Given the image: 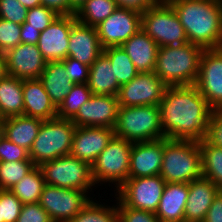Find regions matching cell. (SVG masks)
I'll return each mask as SVG.
<instances>
[{"label": "cell", "instance_id": "1", "mask_svg": "<svg viewBox=\"0 0 222 222\" xmlns=\"http://www.w3.org/2000/svg\"><path fill=\"white\" fill-rule=\"evenodd\" d=\"M158 106L165 138L204 139L213 109L195 85L166 87Z\"/></svg>", "mask_w": 222, "mask_h": 222}, {"label": "cell", "instance_id": "2", "mask_svg": "<svg viewBox=\"0 0 222 222\" xmlns=\"http://www.w3.org/2000/svg\"><path fill=\"white\" fill-rule=\"evenodd\" d=\"M188 42L204 49L222 47V0H171Z\"/></svg>", "mask_w": 222, "mask_h": 222}, {"label": "cell", "instance_id": "3", "mask_svg": "<svg viewBox=\"0 0 222 222\" xmlns=\"http://www.w3.org/2000/svg\"><path fill=\"white\" fill-rule=\"evenodd\" d=\"M204 50L190 42L160 47L154 72L167 87L194 85Z\"/></svg>", "mask_w": 222, "mask_h": 222}, {"label": "cell", "instance_id": "4", "mask_svg": "<svg viewBox=\"0 0 222 222\" xmlns=\"http://www.w3.org/2000/svg\"><path fill=\"white\" fill-rule=\"evenodd\" d=\"M159 175L166 183H189L202 177L199 142L164 138L163 161Z\"/></svg>", "mask_w": 222, "mask_h": 222}, {"label": "cell", "instance_id": "5", "mask_svg": "<svg viewBox=\"0 0 222 222\" xmlns=\"http://www.w3.org/2000/svg\"><path fill=\"white\" fill-rule=\"evenodd\" d=\"M116 137L131 143L165 138L158 105L119 106L114 128Z\"/></svg>", "mask_w": 222, "mask_h": 222}, {"label": "cell", "instance_id": "6", "mask_svg": "<svg viewBox=\"0 0 222 222\" xmlns=\"http://www.w3.org/2000/svg\"><path fill=\"white\" fill-rule=\"evenodd\" d=\"M76 125L70 119L43 120L38 135L29 150L31 161L40 166L43 162L69 155Z\"/></svg>", "mask_w": 222, "mask_h": 222}, {"label": "cell", "instance_id": "7", "mask_svg": "<svg viewBox=\"0 0 222 222\" xmlns=\"http://www.w3.org/2000/svg\"><path fill=\"white\" fill-rule=\"evenodd\" d=\"M132 144L114 136L98 155L91 165L92 177L97 187L108 183L109 187L113 188L114 185L116 191L129 178Z\"/></svg>", "mask_w": 222, "mask_h": 222}, {"label": "cell", "instance_id": "8", "mask_svg": "<svg viewBox=\"0 0 222 222\" xmlns=\"http://www.w3.org/2000/svg\"><path fill=\"white\" fill-rule=\"evenodd\" d=\"M39 167L45 184L92 193L97 188L91 165L70 154L43 162Z\"/></svg>", "mask_w": 222, "mask_h": 222}, {"label": "cell", "instance_id": "9", "mask_svg": "<svg viewBox=\"0 0 222 222\" xmlns=\"http://www.w3.org/2000/svg\"><path fill=\"white\" fill-rule=\"evenodd\" d=\"M141 29L159 48L188 42L184 28L170 4L150 6L142 12Z\"/></svg>", "mask_w": 222, "mask_h": 222}, {"label": "cell", "instance_id": "10", "mask_svg": "<svg viewBox=\"0 0 222 222\" xmlns=\"http://www.w3.org/2000/svg\"><path fill=\"white\" fill-rule=\"evenodd\" d=\"M90 194L45 184L39 203L53 222H70L94 198Z\"/></svg>", "mask_w": 222, "mask_h": 222}, {"label": "cell", "instance_id": "11", "mask_svg": "<svg viewBox=\"0 0 222 222\" xmlns=\"http://www.w3.org/2000/svg\"><path fill=\"white\" fill-rule=\"evenodd\" d=\"M165 184L160 175L128 178L114 194L126 207L155 213Z\"/></svg>", "mask_w": 222, "mask_h": 222}, {"label": "cell", "instance_id": "12", "mask_svg": "<svg viewBox=\"0 0 222 222\" xmlns=\"http://www.w3.org/2000/svg\"><path fill=\"white\" fill-rule=\"evenodd\" d=\"M142 13L118 7L111 15L96 26L103 49L121 46L141 29Z\"/></svg>", "mask_w": 222, "mask_h": 222}, {"label": "cell", "instance_id": "13", "mask_svg": "<svg viewBox=\"0 0 222 222\" xmlns=\"http://www.w3.org/2000/svg\"><path fill=\"white\" fill-rule=\"evenodd\" d=\"M166 87L155 72H140L120 86L117 94L119 106L159 105Z\"/></svg>", "mask_w": 222, "mask_h": 222}, {"label": "cell", "instance_id": "14", "mask_svg": "<svg viewBox=\"0 0 222 222\" xmlns=\"http://www.w3.org/2000/svg\"><path fill=\"white\" fill-rule=\"evenodd\" d=\"M194 85L213 110L222 109V47L203 51Z\"/></svg>", "mask_w": 222, "mask_h": 222}, {"label": "cell", "instance_id": "15", "mask_svg": "<svg viewBox=\"0 0 222 222\" xmlns=\"http://www.w3.org/2000/svg\"><path fill=\"white\" fill-rule=\"evenodd\" d=\"M119 102L117 96L95 95L85 102L71 119L78 127L115 128Z\"/></svg>", "mask_w": 222, "mask_h": 222}, {"label": "cell", "instance_id": "16", "mask_svg": "<svg viewBox=\"0 0 222 222\" xmlns=\"http://www.w3.org/2000/svg\"><path fill=\"white\" fill-rule=\"evenodd\" d=\"M76 16L59 15L40 32L37 47L47 62L62 61L68 57L69 34Z\"/></svg>", "mask_w": 222, "mask_h": 222}, {"label": "cell", "instance_id": "17", "mask_svg": "<svg viewBox=\"0 0 222 222\" xmlns=\"http://www.w3.org/2000/svg\"><path fill=\"white\" fill-rule=\"evenodd\" d=\"M7 74L18 79H37L45 69L47 61L37 45L20 43L4 53Z\"/></svg>", "mask_w": 222, "mask_h": 222}, {"label": "cell", "instance_id": "18", "mask_svg": "<svg viewBox=\"0 0 222 222\" xmlns=\"http://www.w3.org/2000/svg\"><path fill=\"white\" fill-rule=\"evenodd\" d=\"M114 136L113 128L76 126L70 155L92 165Z\"/></svg>", "mask_w": 222, "mask_h": 222}, {"label": "cell", "instance_id": "19", "mask_svg": "<svg viewBox=\"0 0 222 222\" xmlns=\"http://www.w3.org/2000/svg\"><path fill=\"white\" fill-rule=\"evenodd\" d=\"M164 138L133 143L129 178L159 175L163 161Z\"/></svg>", "mask_w": 222, "mask_h": 222}, {"label": "cell", "instance_id": "20", "mask_svg": "<svg viewBox=\"0 0 222 222\" xmlns=\"http://www.w3.org/2000/svg\"><path fill=\"white\" fill-rule=\"evenodd\" d=\"M102 53L96 27L76 21L69 34L68 57L90 66Z\"/></svg>", "mask_w": 222, "mask_h": 222}, {"label": "cell", "instance_id": "21", "mask_svg": "<svg viewBox=\"0 0 222 222\" xmlns=\"http://www.w3.org/2000/svg\"><path fill=\"white\" fill-rule=\"evenodd\" d=\"M219 188L206 177L189 182V193L184 211L185 222H204Z\"/></svg>", "mask_w": 222, "mask_h": 222}, {"label": "cell", "instance_id": "22", "mask_svg": "<svg viewBox=\"0 0 222 222\" xmlns=\"http://www.w3.org/2000/svg\"><path fill=\"white\" fill-rule=\"evenodd\" d=\"M24 115L49 120L57 117V107L51 101L39 78L22 80Z\"/></svg>", "mask_w": 222, "mask_h": 222}, {"label": "cell", "instance_id": "23", "mask_svg": "<svg viewBox=\"0 0 222 222\" xmlns=\"http://www.w3.org/2000/svg\"><path fill=\"white\" fill-rule=\"evenodd\" d=\"M189 183H166L155 212L160 222H185Z\"/></svg>", "mask_w": 222, "mask_h": 222}, {"label": "cell", "instance_id": "24", "mask_svg": "<svg viewBox=\"0 0 222 222\" xmlns=\"http://www.w3.org/2000/svg\"><path fill=\"white\" fill-rule=\"evenodd\" d=\"M121 47L125 50L138 72H154L158 44L142 29L131 36Z\"/></svg>", "mask_w": 222, "mask_h": 222}, {"label": "cell", "instance_id": "25", "mask_svg": "<svg viewBox=\"0 0 222 222\" xmlns=\"http://www.w3.org/2000/svg\"><path fill=\"white\" fill-rule=\"evenodd\" d=\"M43 120L26 115L13 116L1 121V134L18 146L30 150Z\"/></svg>", "mask_w": 222, "mask_h": 222}, {"label": "cell", "instance_id": "26", "mask_svg": "<svg viewBox=\"0 0 222 222\" xmlns=\"http://www.w3.org/2000/svg\"><path fill=\"white\" fill-rule=\"evenodd\" d=\"M87 85L92 94L117 96L120 85L112 64L104 53L90 65Z\"/></svg>", "mask_w": 222, "mask_h": 222}, {"label": "cell", "instance_id": "27", "mask_svg": "<svg viewBox=\"0 0 222 222\" xmlns=\"http://www.w3.org/2000/svg\"><path fill=\"white\" fill-rule=\"evenodd\" d=\"M39 79L57 108L74 86L61 61L47 62Z\"/></svg>", "mask_w": 222, "mask_h": 222}, {"label": "cell", "instance_id": "28", "mask_svg": "<svg viewBox=\"0 0 222 222\" xmlns=\"http://www.w3.org/2000/svg\"><path fill=\"white\" fill-rule=\"evenodd\" d=\"M0 115L2 119L24 115L22 79L6 75L0 80Z\"/></svg>", "mask_w": 222, "mask_h": 222}, {"label": "cell", "instance_id": "29", "mask_svg": "<svg viewBox=\"0 0 222 222\" xmlns=\"http://www.w3.org/2000/svg\"><path fill=\"white\" fill-rule=\"evenodd\" d=\"M116 0H87L75 13L81 24L96 27L117 8Z\"/></svg>", "mask_w": 222, "mask_h": 222}, {"label": "cell", "instance_id": "30", "mask_svg": "<svg viewBox=\"0 0 222 222\" xmlns=\"http://www.w3.org/2000/svg\"><path fill=\"white\" fill-rule=\"evenodd\" d=\"M45 185L44 175L39 166L15 184L10 191L19 198L23 204L37 203Z\"/></svg>", "mask_w": 222, "mask_h": 222}, {"label": "cell", "instance_id": "31", "mask_svg": "<svg viewBox=\"0 0 222 222\" xmlns=\"http://www.w3.org/2000/svg\"><path fill=\"white\" fill-rule=\"evenodd\" d=\"M201 151L202 175L222 188V148L208 144L204 139L199 141Z\"/></svg>", "mask_w": 222, "mask_h": 222}, {"label": "cell", "instance_id": "32", "mask_svg": "<svg viewBox=\"0 0 222 222\" xmlns=\"http://www.w3.org/2000/svg\"><path fill=\"white\" fill-rule=\"evenodd\" d=\"M114 198L113 205L92 198L70 222H118L117 197Z\"/></svg>", "mask_w": 222, "mask_h": 222}, {"label": "cell", "instance_id": "33", "mask_svg": "<svg viewBox=\"0 0 222 222\" xmlns=\"http://www.w3.org/2000/svg\"><path fill=\"white\" fill-rule=\"evenodd\" d=\"M103 53L109 58L120 86L138 75V70L121 46L107 47L103 49Z\"/></svg>", "mask_w": 222, "mask_h": 222}, {"label": "cell", "instance_id": "34", "mask_svg": "<svg viewBox=\"0 0 222 222\" xmlns=\"http://www.w3.org/2000/svg\"><path fill=\"white\" fill-rule=\"evenodd\" d=\"M92 91L85 84H74L64 101L57 108V117L61 119H72L79 111V108L87 102Z\"/></svg>", "mask_w": 222, "mask_h": 222}, {"label": "cell", "instance_id": "35", "mask_svg": "<svg viewBox=\"0 0 222 222\" xmlns=\"http://www.w3.org/2000/svg\"><path fill=\"white\" fill-rule=\"evenodd\" d=\"M35 167L32 161L0 162V190H10Z\"/></svg>", "mask_w": 222, "mask_h": 222}, {"label": "cell", "instance_id": "36", "mask_svg": "<svg viewBox=\"0 0 222 222\" xmlns=\"http://www.w3.org/2000/svg\"><path fill=\"white\" fill-rule=\"evenodd\" d=\"M60 14L55 10L44 5L28 9L25 23L29 27L37 29L42 32L46 29Z\"/></svg>", "mask_w": 222, "mask_h": 222}, {"label": "cell", "instance_id": "37", "mask_svg": "<svg viewBox=\"0 0 222 222\" xmlns=\"http://www.w3.org/2000/svg\"><path fill=\"white\" fill-rule=\"evenodd\" d=\"M21 25L0 18V53L16 47L21 43Z\"/></svg>", "mask_w": 222, "mask_h": 222}, {"label": "cell", "instance_id": "38", "mask_svg": "<svg viewBox=\"0 0 222 222\" xmlns=\"http://www.w3.org/2000/svg\"><path fill=\"white\" fill-rule=\"evenodd\" d=\"M31 161L29 151L0 133V162Z\"/></svg>", "mask_w": 222, "mask_h": 222}, {"label": "cell", "instance_id": "39", "mask_svg": "<svg viewBox=\"0 0 222 222\" xmlns=\"http://www.w3.org/2000/svg\"><path fill=\"white\" fill-rule=\"evenodd\" d=\"M118 222H160L155 213L126 207L117 198Z\"/></svg>", "mask_w": 222, "mask_h": 222}, {"label": "cell", "instance_id": "40", "mask_svg": "<svg viewBox=\"0 0 222 222\" xmlns=\"http://www.w3.org/2000/svg\"><path fill=\"white\" fill-rule=\"evenodd\" d=\"M27 12L19 0H0V18L22 25Z\"/></svg>", "mask_w": 222, "mask_h": 222}, {"label": "cell", "instance_id": "41", "mask_svg": "<svg viewBox=\"0 0 222 222\" xmlns=\"http://www.w3.org/2000/svg\"><path fill=\"white\" fill-rule=\"evenodd\" d=\"M204 140L208 144L222 148V109L212 110Z\"/></svg>", "mask_w": 222, "mask_h": 222}, {"label": "cell", "instance_id": "42", "mask_svg": "<svg viewBox=\"0 0 222 222\" xmlns=\"http://www.w3.org/2000/svg\"><path fill=\"white\" fill-rule=\"evenodd\" d=\"M61 62L65 66L68 77L74 84H85L88 82L90 66L71 57H67Z\"/></svg>", "mask_w": 222, "mask_h": 222}, {"label": "cell", "instance_id": "43", "mask_svg": "<svg viewBox=\"0 0 222 222\" xmlns=\"http://www.w3.org/2000/svg\"><path fill=\"white\" fill-rule=\"evenodd\" d=\"M16 222H53L40 203L23 204Z\"/></svg>", "mask_w": 222, "mask_h": 222}, {"label": "cell", "instance_id": "44", "mask_svg": "<svg viewBox=\"0 0 222 222\" xmlns=\"http://www.w3.org/2000/svg\"><path fill=\"white\" fill-rule=\"evenodd\" d=\"M23 203L10 190H3L4 222H16Z\"/></svg>", "mask_w": 222, "mask_h": 222}, {"label": "cell", "instance_id": "45", "mask_svg": "<svg viewBox=\"0 0 222 222\" xmlns=\"http://www.w3.org/2000/svg\"><path fill=\"white\" fill-rule=\"evenodd\" d=\"M204 222H222V195L220 193L213 199Z\"/></svg>", "mask_w": 222, "mask_h": 222}, {"label": "cell", "instance_id": "46", "mask_svg": "<svg viewBox=\"0 0 222 222\" xmlns=\"http://www.w3.org/2000/svg\"><path fill=\"white\" fill-rule=\"evenodd\" d=\"M39 36H40V31L37 29H33L32 27H29L28 23L24 22L21 25V34H20L21 43L37 45Z\"/></svg>", "mask_w": 222, "mask_h": 222}, {"label": "cell", "instance_id": "47", "mask_svg": "<svg viewBox=\"0 0 222 222\" xmlns=\"http://www.w3.org/2000/svg\"><path fill=\"white\" fill-rule=\"evenodd\" d=\"M41 4L55 10L60 15H69V0H40Z\"/></svg>", "mask_w": 222, "mask_h": 222}, {"label": "cell", "instance_id": "48", "mask_svg": "<svg viewBox=\"0 0 222 222\" xmlns=\"http://www.w3.org/2000/svg\"><path fill=\"white\" fill-rule=\"evenodd\" d=\"M116 2L121 8H130L141 13L152 6L147 0H116Z\"/></svg>", "mask_w": 222, "mask_h": 222}, {"label": "cell", "instance_id": "49", "mask_svg": "<svg viewBox=\"0 0 222 222\" xmlns=\"http://www.w3.org/2000/svg\"><path fill=\"white\" fill-rule=\"evenodd\" d=\"M87 0H69V15H73Z\"/></svg>", "mask_w": 222, "mask_h": 222}, {"label": "cell", "instance_id": "50", "mask_svg": "<svg viewBox=\"0 0 222 222\" xmlns=\"http://www.w3.org/2000/svg\"><path fill=\"white\" fill-rule=\"evenodd\" d=\"M19 1L27 9H31L42 5L40 0H19Z\"/></svg>", "mask_w": 222, "mask_h": 222}, {"label": "cell", "instance_id": "51", "mask_svg": "<svg viewBox=\"0 0 222 222\" xmlns=\"http://www.w3.org/2000/svg\"><path fill=\"white\" fill-rule=\"evenodd\" d=\"M7 74L6 60L3 53H0V80Z\"/></svg>", "mask_w": 222, "mask_h": 222}, {"label": "cell", "instance_id": "52", "mask_svg": "<svg viewBox=\"0 0 222 222\" xmlns=\"http://www.w3.org/2000/svg\"><path fill=\"white\" fill-rule=\"evenodd\" d=\"M152 6L156 5H168L171 0H147Z\"/></svg>", "mask_w": 222, "mask_h": 222}, {"label": "cell", "instance_id": "53", "mask_svg": "<svg viewBox=\"0 0 222 222\" xmlns=\"http://www.w3.org/2000/svg\"><path fill=\"white\" fill-rule=\"evenodd\" d=\"M0 222H4L3 190H0Z\"/></svg>", "mask_w": 222, "mask_h": 222}, {"label": "cell", "instance_id": "54", "mask_svg": "<svg viewBox=\"0 0 222 222\" xmlns=\"http://www.w3.org/2000/svg\"><path fill=\"white\" fill-rule=\"evenodd\" d=\"M219 193L222 195V188H221V189H219Z\"/></svg>", "mask_w": 222, "mask_h": 222}]
</instances>
